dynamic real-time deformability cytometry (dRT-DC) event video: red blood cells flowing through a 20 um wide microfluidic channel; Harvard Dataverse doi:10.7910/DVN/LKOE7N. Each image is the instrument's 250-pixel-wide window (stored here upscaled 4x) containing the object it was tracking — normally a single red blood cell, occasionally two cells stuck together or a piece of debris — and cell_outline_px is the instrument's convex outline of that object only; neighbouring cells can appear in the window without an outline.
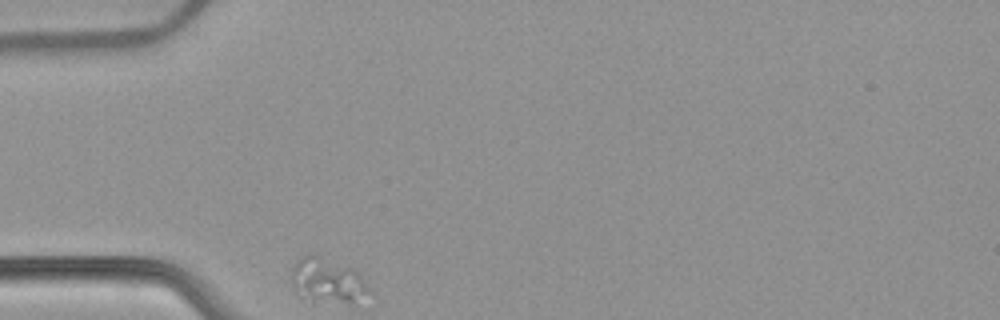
{"species": "common noctule bat (a hibernating species)", "species_latin": "Nyctalus noctula", "temperature_condition": "warm", "stored_images_in_passage": 32, "camera_frame_rate_fps": 3000, "um_per_image_px": 0.085, "animal": {"sex": "female", "body_mass_g": 22.7, "forearm_length_mm": 54.2}, "frame": {"image": 1, "passage_image": 1, "time_ms": 0.0, "image_size_px": [1000, 320], "cell_outline_px": [[372, 292], [352, 300], [312, 304], [292, 284], [292, 268], [300, 256], [316, 256], [352, 268], [360, 276]], "centroid_in_image_um": [27.79, 23.87], "position_along_channel_um": 57.2, "area_um2": 19.31}}
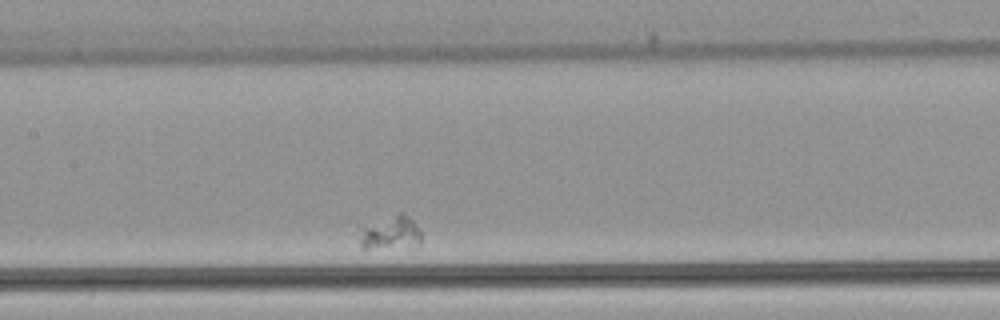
{"frame": {"image": 2, "passage_image": 14, "time_ms": 4.333, "image_size_px": [1000, 320], "cell_outline_px": [[420, 240], [368, 248], [364, 248], [360, 244], [360, 240], [364, 228], [400, 212], [412, 220], [416, 224], [420, 232]], "centroid_in_image_um": [33.18, 19.72], "position_along_channel_um": 174.2, "area_um2": 10.23}}
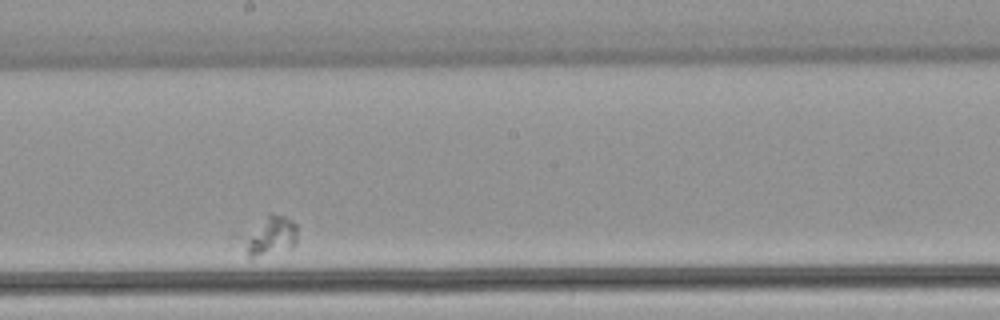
{"frame": {"image": 3, "passage_image": 19, "time_ms": 6.0, "image_size_px": [1000, 320], "cell_outline_px": [[296, 240], [292, 248], [252, 260], [248, 256], [248, 240], [268, 212], [272, 212], [284, 216], [292, 220], [296, 224]], "centroid_in_image_um": [23.13, 20.08], "position_along_channel_um": 225.1, "area_um2": 11.56}}